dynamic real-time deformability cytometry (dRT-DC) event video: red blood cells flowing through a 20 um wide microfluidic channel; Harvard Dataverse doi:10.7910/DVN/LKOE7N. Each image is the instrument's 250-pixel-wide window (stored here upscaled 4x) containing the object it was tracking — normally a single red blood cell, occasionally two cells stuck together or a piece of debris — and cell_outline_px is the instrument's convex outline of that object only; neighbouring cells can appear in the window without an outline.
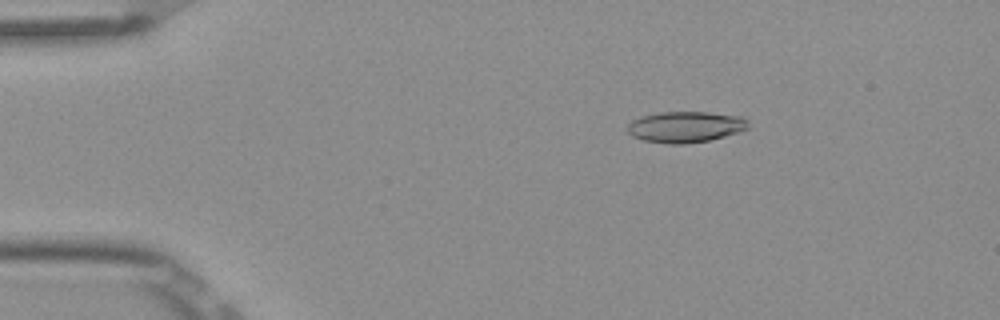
{"species": "Egyptian fruit bat (a non-hibernating species)", "species_latin": "Rousettus aegyptiacus", "temperature_condition": "room temperature", "stored_images_in_passage": 53, "camera_frame_rate_fps": 3000, "um_per_image_px": 0.085, "frame": {"image": 1, "passage_image": 9, "time_ms": 2.667, "image_size_px": [1000, 320], "cell_outline_px": [[748, 128], [724, 136], [708, 140], [684, 144], [668, 144], [644, 140], [632, 136], [628, 132], [628, 124], [632, 120], [640, 116], [660, 112], [708, 112], [744, 116], [748, 120]], "centroid_in_image_um": [58.26, 10.77], "position_along_channel_um": 26.7, "area_um2": 21.85}}
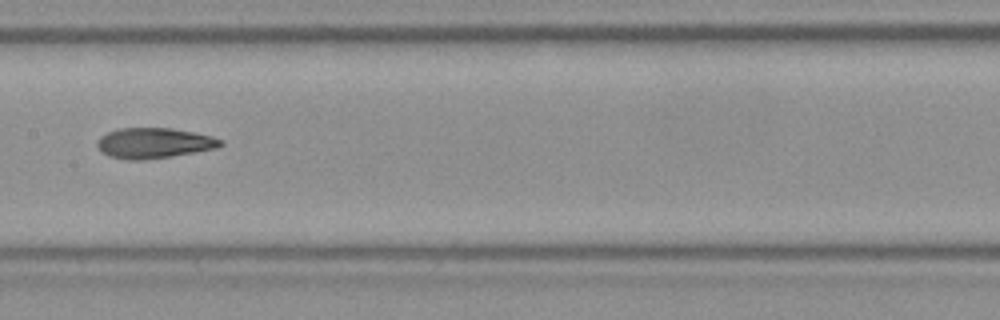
{"frame": {"image": 2, "passage_image": 27, "time_ms": 8.667, "image_size_px": [1000, 320], "cell_outline_px": [[224, 144], [216, 148], [172, 156], [144, 160], [128, 160], [108, 156], [100, 152], [96, 144], [96, 140], [100, 136], [108, 132], [120, 128], [172, 128], [212, 136], [224, 140]], "centroid_in_image_um": [13.06, 12.16], "position_along_channel_um": 194.3, "area_um2": 22.02}}
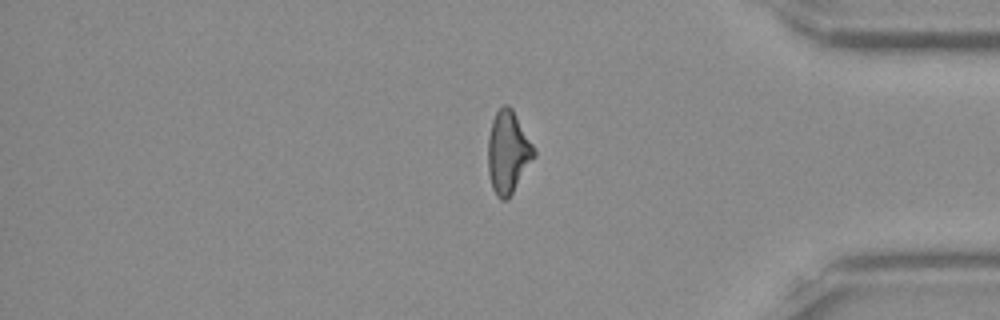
{"frame": {"image": 3, "passage_image": 44, "time_ms": 14.333, "image_size_px": [1000, 320], "cell_outline_px": [[536, 156], [508, 200], [500, 200], [496, 196], [492, 188], [488, 172], [488, 136], [492, 120], [496, 112], [504, 104], [508, 104], [512, 108], [536, 148]], "centroid_in_image_um": [43.19, 12.95], "position_along_channel_um": 392.0, "area_um2": 22.48}, "authors_computed_cell_mechanics": {"area_um2": 22.0218, "velocity_mm_per_s": 3.8938, "shape_relaxation_time_tau1_ms": null, "shape_relaxation_time_tau2_ms": 3.3768, "deformation_change_tau1": null, "deformation_change_tau2": 0.1188}}